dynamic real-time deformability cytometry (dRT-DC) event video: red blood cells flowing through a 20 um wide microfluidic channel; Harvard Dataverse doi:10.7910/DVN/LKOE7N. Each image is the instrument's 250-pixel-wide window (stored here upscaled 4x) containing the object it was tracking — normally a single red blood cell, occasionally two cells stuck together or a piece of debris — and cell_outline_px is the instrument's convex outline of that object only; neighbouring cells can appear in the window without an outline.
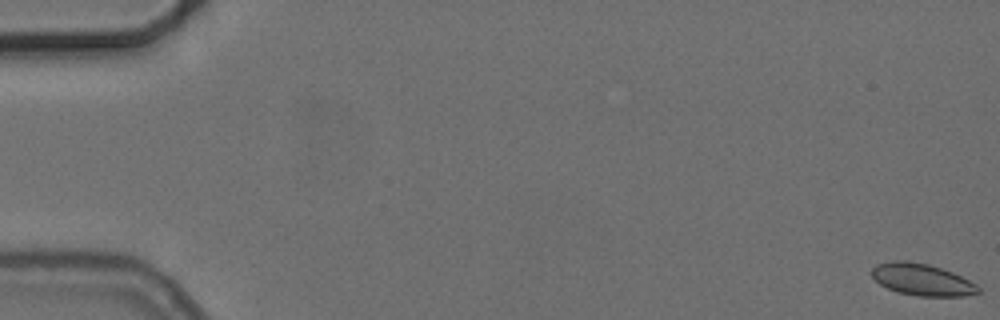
{"species": "common noctule bat (a hibernating species)", "species_latin": "Nyctalus noctula", "temperature_condition": "cold", "stored_images_in_passage": 57, "camera_frame_rate_fps": 3000, "um_per_image_px": 0.085, "animal": {"sex": "female", "body_mass_g": 24.6, "forearm_length_mm": 56.2}, "frame": {"image": 1, "passage_image": 1, "time_ms": 0.0, "image_size_px": [1000, 320], "cell_outline_px": [[980, 292], [964, 296], [920, 296], [896, 292], [880, 284], [868, 272], [876, 264], [892, 260], [908, 260], [928, 264], [952, 272], [976, 284], [980, 288]], "centroid_in_image_um": [78.32, 23.75], "position_along_channel_um": 6.7, "area_um2": 19.83}}
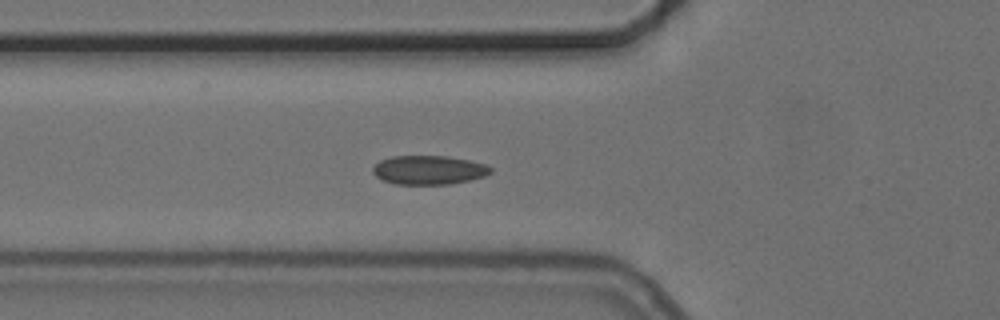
{"frame": {"image": 2, "passage_image": 21, "time_ms": 6.667, "image_size_px": [1000, 320], "cell_outline_px": [[492, 172], [484, 176], [468, 180], [448, 184], [396, 184], [384, 180], [376, 176], [372, 172], [372, 168], [380, 160], [392, 156], [448, 156], [468, 160], [484, 164], [492, 168]], "centroid_in_image_um": [36.43, 14.44], "position_along_channel_um": 89.4, "area_um2": 19.71}}
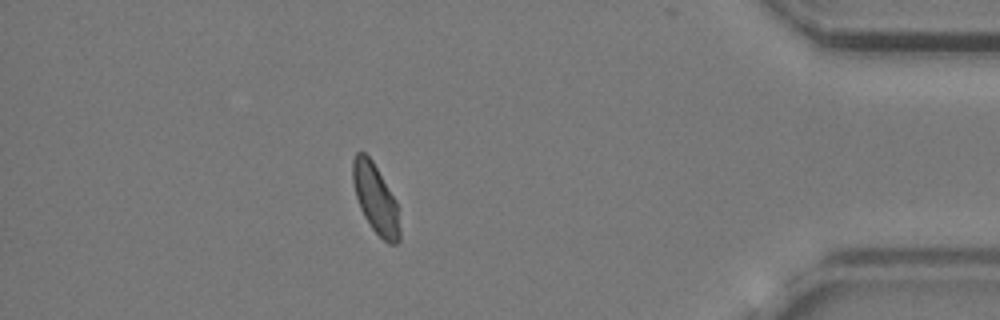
{"frame": {"image": 3, "passage_image": 50, "time_ms": 16.333, "image_size_px": [1000, 320], "cell_outline_px": [[400, 240], [396, 244], [388, 244], [372, 228], [364, 216], [360, 208], [356, 196], [352, 180], [352, 160], [356, 152], [364, 152], [372, 160], [396, 200], [400, 228]], "centroid_in_image_um": [31.92, 16.89], "position_along_channel_um": 403.3, "area_um2": 18.9}, "authors_computed_cell_mechanics": {"area_um2": 19.4208, "velocity_mm_per_s": 3.6996, "shape_relaxation_time_tau1_ms": null, "shape_relaxation_time_tau2_ms": 1.8913, "deformation_change_tau1": null, "deformation_change_tau2": 0.0593}}